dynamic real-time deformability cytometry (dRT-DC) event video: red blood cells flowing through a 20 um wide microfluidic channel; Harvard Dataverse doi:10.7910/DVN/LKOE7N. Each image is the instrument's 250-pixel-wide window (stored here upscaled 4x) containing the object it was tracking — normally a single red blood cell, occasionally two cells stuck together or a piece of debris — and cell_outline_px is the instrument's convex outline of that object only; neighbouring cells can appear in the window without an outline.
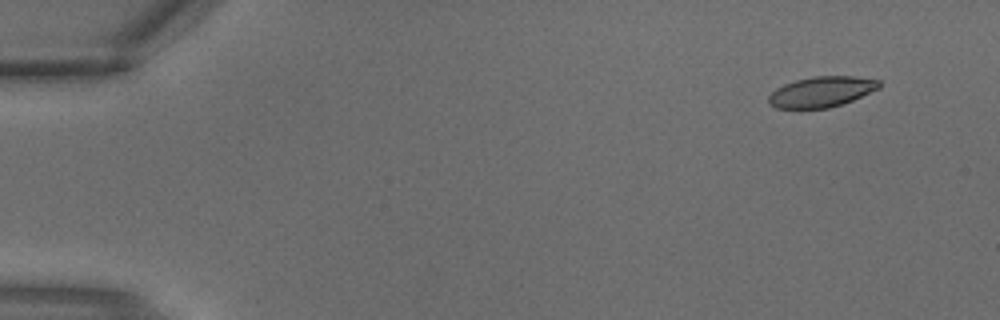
{"species": "common noctule bat (a hibernating species)", "species_latin": "Nyctalus noctula", "temperature_condition": "warm", "stored_images_in_passage": 2, "camera_frame_rate_fps": 3000, "um_per_image_px": 0.085, "animal": {"sex": "male", "body_mass_g": 18.8}, "frame": {"image": 1, "passage_image": 1, "time_ms": 0.0, "image_size_px": [1000, 320], "cell_outline_px": [[880, 88], [852, 100], [828, 108], [776, 108], [768, 104], [768, 96], [776, 88], [784, 84], [796, 80], [812, 76], [852, 76], [880, 80]], "centroid_in_image_um": [69.81, 7.8], "position_along_channel_um": 15.2, "area_um2": 19.59}}
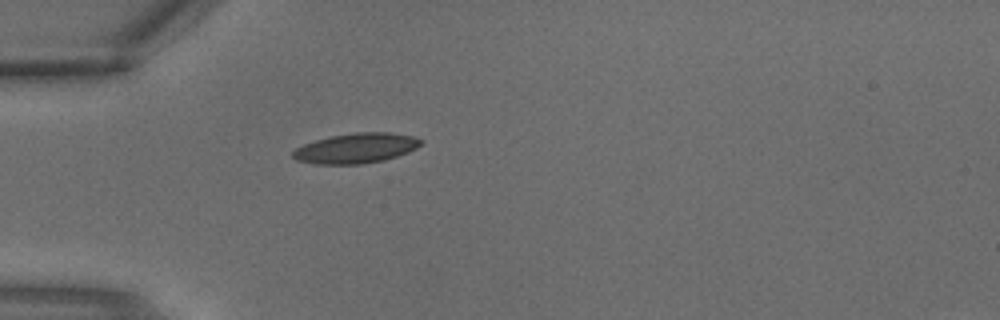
{"frame": {"image": 2, "passage_image": 2, "time_ms": 0.333, "image_size_px": [1000, 320], "cell_outline_px": [[424, 140], [416, 148], [408, 152], [384, 160], [360, 164], [316, 164], [296, 160], [292, 156], [292, 152], [296, 148], [304, 144], [316, 140], [332, 136], [356, 132], [392, 132], [412, 136]], "centroid_in_image_um": [30.27, 12.59], "position_along_channel_um": 54.7, "area_um2": 22.31}}